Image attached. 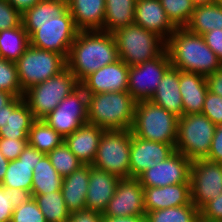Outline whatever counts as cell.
I'll use <instances>...</instances> for the list:
<instances>
[{
  "instance_id": "6da1fadb",
  "label": "cell",
  "mask_w": 222,
  "mask_h": 222,
  "mask_svg": "<svg viewBox=\"0 0 222 222\" xmlns=\"http://www.w3.org/2000/svg\"><path fill=\"white\" fill-rule=\"evenodd\" d=\"M119 59L112 33L78 31L70 47L66 63L67 68L80 83L89 74Z\"/></svg>"
},
{
  "instance_id": "7a4b0ae2",
  "label": "cell",
  "mask_w": 222,
  "mask_h": 222,
  "mask_svg": "<svg viewBox=\"0 0 222 222\" xmlns=\"http://www.w3.org/2000/svg\"><path fill=\"white\" fill-rule=\"evenodd\" d=\"M171 66L185 72L208 76L222 67L218 56L207 46L202 35L186 27H176L166 41Z\"/></svg>"
},
{
  "instance_id": "3957f363",
  "label": "cell",
  "mask_w": 222,
  "mask_h": 222,
  "mask_svg": "<svg viewBox=\"0 0 222 222\" xmlns=\"http://www.w3.org/2000/svg\"><path fill=\"white\" fill-rule=\"evenodd\" d=\"M135 105L127 91L88 94V123L104 130L131 129Z\"/></svg>"
},
{
  "instance_id": "277c9868",
  "label": "cell",
  "mask_w": 222,
  "mask_h": 222,
  "mask_svg": "<svg viewBox=\"0 0 222 222\" xmlns=\"http://www.w3.org/2000/svg\"><path fill=\"white\" fill-rule=\"evenodd\" d=\"M178 119L163 107L148 101H138L135 105L132 135L141 139L175 145Z\"/></svg>"
},
{
  "instance_id": "5b68a950",
  "label": "cell",
  "mask_w": 222,
  "mask_h": 222,
  "mask_svg": "<svg viewBox=\"0 0 222 222\" xmlns=\"http://www.w3.org/2000/svg\"><path fill=\"white\" fill-rule=\"evenodd\" d=\"M112 34L120 60L129 67L157 58L166 49L162 38L135 23Z\"/></svg>"
},
{
  "instance_id": "8992f818",
  "label": "cell",
  "mask_w": 222,
  "mask_h": 222,
  "mask_svg": "<svg viewBox=\"0 0 222 222\" xmlns=\"http://www.w3.org/2000/svg\"><path fill=\"white\" fill-rule=\"evenodd\" d=\"M22 25L29 34L30 46L59 53L66 59L78 33L69 10L46 23Z\"/></svg>"
},
{
  "instance_id": "52a82bcc",
  "label": "cell",
  "mask_w": 222,
  "mask_h": 222,
  "mask_svg": "<svg viewBox=\"0 0 222 222\" xmlns=\"http://www.w3.org/2000/svg\"><path fill=\"white\" fill-rule=\"evenodd\" d=\"M79 85L73 73L66 68L58 75L30 87L23 98L34 118L43 119Z\"/></svg>"
},
{
  "instance_id": "ba28073f",
  "label": "cell",
  "mask_w": 222,
  "mask_h": 222,
  "mask_svg": "<svg viewBox=\"0 0 222 222\" xmlns=\"http://www.w3.org/2000/svg\"><path fill=\"white\" fill-rule=\"evenodd\" d=\"M215 130L216 125L202 113L179 117L175 151L191 161L205 159L210 151Z\"/></svg>"
},
{
  "instance_id": "9c48e42d",
  "label": "cell",
  "mask_w": 222,
  "mask_h": 222,
  "mask_svg": "<svg viewBox=\"0 0 222 222\" xmlns=\"http://www.w3.org/2000/svg\"><path fill=\"white\" fill-rule=\"evenodd\" d=\"M131 129L104 130L93 167L122 178H130Z\"/></svg>"
},
{
  "instance_id": "30bf717a",
  "label": "cell",
  "mask_w": 222,
  "mask_h": 222,
  "mask_svg": "<svg viewBox=\"0 0 222 222\" xmlns=\"http://www.w3.org/2000/svg\"><path fill=\"white\" fill-rule=\"evenodd\" d=\"M15 63L23 92L67 68L66 58L61 54L32 46Z\"/></svg>"
},
{
  "instance_id": "8fae6325",
  "label": "cell",
  "mask_w": 222,
  "mask_h": 222,
  "mask_svg": "<svg viewBox=\"0 0 222 222\" xmlns=\"http://www.w3.org/2000/svg\"><path fill=\"white\" fill-rule=\"evenodd\" d=\"M88 94L79 85L43 120L62 137L88 123Z\"/></svg>"
},
{
  "instance_id": "7c38bea8",
  "label": "cell",
  "mask_w": 222,
  "mask_h": 222,
  "mask_svg": "<svg viewBox=\"0 0 222 222\" xmlns=\"http://www.w3.org/2000/svg\"><path fill=\"white\" fill-rule=\"evenodd\" d=\"M170 67L166 49L157 58L129 67L127 92L136 102L150 100Z\"/></svg>"
},
{
  "instance_id": "4fadbf2b",
  "label": "cell",
  "mask_w": 222,
  "mask_h": 222,
  "mask_svg": "<svg viewBox=\"0 0 222 222\" xmlns=\"http://www.w3.org/2000/svg\"><path fill=\"white\" fill-rule=\"evenodd\" d=\"M191 202L200 210L222 194V163L207 159L192 161L190 168Z\"/></svg>"
},
{
  "instance_id": "5bb4252c",
  "label": "cell",
  "mask_w": 222,
  "mask_h": 222,
  "mask_svg": "<svg viewBox=\"0 0 222 222\" xmlns=\"http://www.w3.org/2000/svg\"><path fill=\"white\" fill-rule=\"evenodd\" d=\"M192 161L175 151L164 161L145 170L137 177L143 187H163L179 183H190Z\"/></svg>"
},
{
  "instance_id": "9a60e30c",
  "label": "cell",
  "mask_w": 222,
  "mask_h": 222,
  "mask_svg": "<svg viewBox=\"0 0 222 222\" xmlns=\"http://www.w3.org/2000/svg\"><path fill=\"white\" fill-rule=\"evenodd\" d=\"M145 213L143 186L137 178L120 179L103 217L144 216Z\"/></svg>"
},
{
  "instance_id": "2e32d148",
  "label": "cell",
  "mask_w": 222,
  "mask_h": 222,
  "mask_svg": "<svg viewBox=\"0 0 222 222\" xmlns=\"http://www.w3.org/2000/svg\"><path fill=\"white\" fill-rule=\"evenodd\" d=\"M128 75L129 66L119 59L86 76L80 86L87 94L127 91Z\"/></svg>"
},
{
  "instance_id": "e0dca14e",
  "label": "cell",
  "mask_w": 222,
  "mask_h": 222,
  "mask_svg": "<svg viewBox=\"0 0 222 222\" xmlns=\"http://www.w3.org/2000/svg\"><path fill=\"white\" fill-rule=\"evenodd\" d=\"M174 152L175 145L141 139L131 132L130 178H137L145 170L164 161Z\"/></svg>"
},
{
  "instance_id": "ac0fdd59",
  "label": "cell",
  "mask_w": 222,
  "mask_h": 222,
  "mask_svg": "<svg viewBox=\"0 0 222 222\" xmlns=\"http://www.w3.org/2000/svg\"><path fill=\"white\" fill-rule=\"evenodd\" d=\"M46 154L27 144L18 159L9 161L3 187L31 191L33 169Z\"/></svg>"
},
{
  "instance_id": "d6986e66",
  "label": "cell",
  "mask_w": 222,
  "mask_h": 222,
  "mask_svg": "<svg viewBox=\"0 0 222 222\" xmlns=\"http://www.w3.org/2000/svg\"><path fill=\"white\" fill-rule=\"evenodd\" d=\"M134 15L135 24L155 33L165 42L176 29L159 0H136Z\"/></svg>"
},
{
  "instance_id": "ffe728a7",
  "label": "cell",
  "mask_w": 222,
  "mask_h": 222,
  "mask_svg": "<svg viewBox=\"0 0 222 222\" xmlns=\"http://www.w3.org/2000/svg\"><path fill=\"white\" fill-rule=\"evenodd\" d=\"M145 212L194 205L191 202L190 183H179L163 187H143Z\"/></svg>"
},
{
  "instance_id": "44dd1931",
  "label": "cell",
  "mask_w": 222,
  "mask_h": 222,
  "mask_svg": "<svg viewBox=\"0 0 222 222\" xmlns=\"http://www.w3.org/2000/svg\"><path fill=\"white\" fill-rule=\"evenodd\" d=\"M120 178L90 165L89 186L86 196V209L104 213L114 196Z\"/></svg>"
},
{
  "instance_id": "7402d4cb",
  "label": "cell",
  "mask_w": 222,
  "mask_h": 222,
  "mask_svg": "<svg viewBox=\"0 0 222 222\" xmlns=\"http://www.w3.org/2000/svg\"><path fill=\"white\" fill-rule=\"evenodd\" d=\"M103 132L101 127L86 123L66 136L64 142L83 165H92Z\"/></svg>"
},
{
  "instance_id": "603a6c76",
  "label": "cell",
  "mask_w": 222,
  "mask_h": 222,
  "mask_svg": "<svg viewBox=\"0 0 222 222\" xmlns=\"http://www.w3.org/2000/svg\"><path fill=\"white\" fill-rule=\"evenodd\" d=\"M105 0H68V10L78 31H103Z\"/></svg>"
},
{
  "instance_id": "cb8c5ba5",
  "label": "cell",
  "mask_w": 222,
  "mask_h": 222,
  "mask_svg": "<svg viewBox=\"0 0 222 222\" xmlns=\"http://www.w3.org/2000/svg\"><path fill=\"white\" fill-rule=\"evenodd\" d=\"M179 88L182 95L183 115L201 113L208 92L206 77L179 70Z\"/></svg>"
},
{
  "instance_id": "d4e9b609",
  "label": "cell",
  "mask_w": 222,
  "mask_h": 222,
  "mask_svg": "<svg viewBox=\"0 0 222 222\" xmlns=\"http://www.w3.org/2000/svg\"><path fill=\"white\" fill-rule=\"evenodd\" d=\"M150 101L177 117L183 116L182 95L179 88V69L171 66L165 72Z\"/></svg>"
},
{
  "instance_id": "484cf974",
  "label": "cell",
  "mask_w": 222,
  "mask_h": 222,
  "mask_svg": "<svg viewBox=\"0 0 222 222\" xmlns=\"http://www.w3.org/2000/svg\"><path fill=\"white\" fill-rule=\"evenodd\" d=\"M90 165H83L70 175L63 177L62 195L70 213L86 209Z\"/></svg>"
},
{
  "instance_id": "4316f807",
  "label": "cell",
  "mask_w": 222,
  "mask_h": 222,
  "mask_svg": "<svg viewBox=\"0 0 222 222\" xmlns=\"http://www.w3.org/2000/svg\"><path fill=\"white\" fill-rule=\"evenodd\" d=\"M136 0H105L103 31L113 33L135 23Z\"/></svg>"
},
{
  "instance_id": "83f0119b",
  "label": "cell",
  "mask_w": 222,
  "mask_h": 222,
  "mask_svg": "<svg viewBox=\"0 0 222 222\" xmlns=\"http://www.w3.org/2000/svg\"><path fill=\"white\" fill-rule=\"evenodd\" d=\"M185 27L198 35L214 29H222V4L210 3L195 6L191 19Z\"/></svg>"
},
{
  "instance_id": "f1b7e54d",
  "label": "cell",
  "mask_w": 222,
  "mask_h": 222,
  "mask_svg": "<svg viewBox=\"0 0 222 222\" xmlns=\"http://www.w3.org/2000/svg\"><path fill=\"white\" fill-rule=\"evenodd\" d=\"M63 177L56 171L45 155L33 169L32 197L59 191L62 188Z\"/></svg>"
},
{
  "instance_id": "f546056e",
  "label": "cell",
  "mask_w": 222,
  "mask_h": 222,
  "mask_svg": "<svg viewBox=\"0 0 222 222\" xmlns=\"http://www.w3.org/2000/svg\"><path fill=\"white\" fill-rule=\"evenodd\" d=\"M30 46L29 34L22 23L0 31V57L16 62Z\"/></svg>"
},
{
  "instance_id": "4dcf8cb0",
  "label": "cell",
  "mask_w": 222,
  "mask_h": 222,
  "mask_svg": "<svg viewBox=\"0 0 222 222\" xmlns=\"http://www.w3.org/2000/svg\"><path fill=\"white\" fill-rule=\"evenodd\" d=\"M34 118L28 104L23 100L11 113L7 124L0 128V138L28 139Z\"/></svg>"
},
{
  "instance_id": "1f68e13d",
  "label": "cell",
  "mask_w": 222,
  "mask_h": 222,
  "mask_svg": "<svg viewBox=\"0 0 222 222\" xmlns=\"http://www.w3.org/2000/svg\"><path fill=\"white\" fill-rule=\"evenodd\" d=\"M64 142V137L50 127L43 119H36L28 134V144L47 154Z\"/></svg>"
},
{
  "instance_id": "d6a6232c",
  "label": "cell",
  "mask_w": 222,
  "mask_h": 222,
  "mask_svg": "<svg viewBox=\"0 0 222 222\" xmlns=\"http://www.w3.org/2000/svg\"><path fill=\"white\" fill-rule=\"evenodd\" d=\"M68 10V2L62 0H40L22 13V23H46L61 17Z\"/></svg>"
},
{
  "instance_id": "836d02e7",
  "label": "cell",
  "mask_w": 222,
  "mask_h": 222,
  "mask_svg": "<svg viewBox=\"0 0 222 222\" xmlns=\"http://www.w3.org/2000/svg\"><path fill=\"white\" fill-rule=\"evenodd\" d=\"M39 209L45 216L46 222H67L70 217L62 191H54L47 194L36 195Z\"/></svg>"
},
{
  "instance_id": "e575fe53",
  "label": "cell",
  "mask_w": 222,
  "mask_h": 222,
  "mask_svg": "<svg viewBox=\"0 0 222 222\" xmlns=\"http://www.w3.org/2000/svg\"><path fill=\"white\" fill-rule=\"evenodd\" d=\"M146 222H196L200 210L195 205H183L145 213Z\"/></svg>"
},
{
  "instance_id": "d590c367",
  "label": "cell",
  "mask_w": 222,
  "mask_h": 222,
  "mask_svg": "<svg viewBox=\"0 0 222 222\" xmlns=\"http://www.w3.org/2000/svg\"><path fill=\"white\" fill-rule=\"evenodd\" d=\"M46 155L52 166L62 177L70 175L83 166V163L70 151L65 142Z\"/></svg>"
},
{
  "instance_id": "8d00e7d4",
  "label": "cell",
  "mask_w": 222,
  "mask_h": 222,
  "mask_svg": "<svg viewBox=\"0 0 222 222\" xmlns=\"http://www.w3.org/2000/svg\"><path fill=\"white\" fill-rule=\"evenodd\" d=\"M168 19L175 27H185L195 9L193 0H159Z\"/></svg>"
},
{
  "instance_id": "74e56055",
  "label": "cell",
  "mask_w": 222,
  "mask_h": 222,
  "mask_svg": "<svg viewBox=\"0 0 222 222\" xmlns=\"http://www.w3.org/2000/svg\"><path fill=\"white\" fill-rule=\"evenodd\" d=\"M0 90L13 94L15 97H24L17 66L15 62L0 57Z\"/></svg>"
},
{
  "instance_id": "f35d334b",
  "label": "cell",
  "mask_w": 222,
  "mask_h": 222,
  "mask_svg": "<svg viewBox=\"0 0 222 222\" xmlns=\"http://www.w3.org/2000/svg\"><path fill=\"white\" fill-rule=\"evenodd\" d=\"M11 222H46V219L37 201L32 197L14 209Z\"/></svg>"
},
{
  "instance_id": "ab89813d",
  "label": "cell",
  "mask_w": 222,
  "mask_h": 222,
  "mask_svg": "<svg viewBox=\"0 0 222 222\" xmlns=\"http://www.w3.org/2000/svg\"><path fill=\"white\" fill-rule=\"evenodd\" d=\"M216 126L222 124V97L208 91L201 112Z\"/></svg>"
},
{
  "instance_id": "60d3db41",
  "label": "cell",
  "mask_w": 222,
  "mask_h": 222,
  "mask_svg": "<svg viewBox=\"0 0 222 222\" xmlns=\"http://www.w3.org/2000/svg\"><path fill=\"white\" fill-rule=\"evenodd\" d=\"M21 17L22 14L7 0H0V31L19 26Z\"/></svg>"
},
{
  "instance_id": "b9f144b4",
  "label": "cell",
  "mask_w": 222,
  "mask_h": 222,
  "mask_svg": "<svg viewBox=\"0 0 222 222\" xmlns=\"http://www.w3.org/2000/svg\"><path fill=\"white\" fill-rule=\"evenodd\" d=\"M27 144L28 139L0 138V152L7 160L13 161L18 159Z\"/></svg>"
},
{
  "instance_id": "7bdbcfd3",
  "label": "cell",
  "mask_w": 222,
  "mask_h": 222,
  "mask_svg": "<svg viewBox=\"0 0 222 222\" xmlns=\"http://www.w3.org/2000/svg\"><path fill=\"white\" fill-rule=\"evenodd\" d=\"M200 217L209 222H222V194L200 209Z\"/></svg>"
},
{
  "instance_id": "ee69618b",
  "label": "cell",
  "mask_w": 222,
  "mask_h": 222,
  "mask_svg": "<svg viewBox=\"0 0 222 222\" xmlns=\"http://www.w3.org/2000/svg\"><path fill=\"white\" fill-rule=\"evenodd\" d=\"M205 159L216 163H222V124L216 126L210 151Z\"/></svg>"
},
{
  "instance_id": "f6af8a7d",
  "label": "cell",
  "mask_w": 222,
  "mask_h": 222,
  "mask_svg": "<svg viewBox=\"0 0 222 222\" xmlns=\"http://www.w3.org/2000/svg\"><path fill=\"white\" fill-rule=\"evenodd\" d=\"M14 209L9 200V188L0 185V222H11Z\"/></svg>"
},
{
  "instance_id": "bcb514c9",
  "label": "cell",
  "mask_w": 222,
  "mask_h": 222,
  "mask_svg": "<svg viewBox=\"0 0 222 222\" xmlns=\"http://www.w3.org/2000/svg\"><path fill=\"white\" fill-rule=\"evenodd\" d=\"M202 36L207 46L213 50L222 64V29H214L203 34Z\"/></svg>"
},
{
  "instance_id": "7dc6e473",
  "label": "cell",
  "mask_w": 222,
  "mask_h": 222,
  "mask_svg": "<svg viewBox=\"0 0 222 222\" xmlns=\"http://www.w3.org/2000/svg\"><path fill=\"white\" fill-rule=\"evenodd\" d=\"M103 214L90 209H83L70 213L67 222H102Z\"/></svg>"
},
{
  "instance_id": "c3c4849f",
  "label": "cell",
  "mask_w": 222,
  "mask_h": 222,
  "mask_svg": "<svg viewBox=\"0 0 222 222\" xmlns=\"http://www.w3.org/2000/svg\"><path fill=\"white\" fill-rule=\"evenodd\" d=\"M208 91L222 97V67L214 74L206 76Z\"/></svg>"
},
{
  "instance_id": "681fc988",
  "label": "cell",
  "mask_w": 222,
  "mask_h": 222,
  "mask_svg": "<svg viewBox=\"0 0 222 222\" xmlns=\"http://www.w3.org/2000/svg\"><path fill=\"white\" fill-rule=\"evenodd\" d=\"M32 198L31 191L21 190L18 188H9V200L14 208L21 206L24 202Z\"/></svg>"
},
{
  "instance_id": "f907efd6",
  "label": "cell",
  "mask_w": 222,
  "mask_h": 222,
  "mask_svg": "<svg viewBox=\"0 0 222 222\" xmlns=\"http://www.w3.org/2000/svg\"><path fill=\"white\" fill-rule=\"evenodd\" d=\"M23 100V97H14L5 107L0 108V128L7 124L9 113H11Z\"/></svg>"
},
{
  "instance_id": "816d5d0a",
  "label": "cell",
  "mask_w": 222,
  "mask_h": 222,
  "mask_svg": "<svg viewBox=\"0 0 222 222\" xmlns=\"http://www.w3.org/2000/svg\"><path fill=\"white\" fill-rule=\"evenodd\" d=\"M16 10H18L21 14L33 7L40 0H7Z\"/></svg>"
},
{
  "instance_id": "f5cc1de1",
  "label": "cell",
  "mask_w": 222,
  "mask_h": 222,
  "mask_svg": "<svg viewBox=\"0 0 222 222\" xmlns=\"http://www.w3.org/2000/svg\"><path fill=\"white\" fill-rule=\"evenodd\" d=\"M102 222H146L144 216L103 217Z\"/></svg>"
},
{
  "instance_id": "db71d44e",
  "label": "cell",
  "mask_w": 222,
  "mask_h": 222,
  "mask_svg": "<svg viewBox=\"0 0 222 222\" xmlns=\"http://www.w3.org/2000/svg\"><path fill=\"white\" fill-rule=\"evenodd\" d=\"M9 160H7L4 155L0 152V183L3 181L7 167H8Z\"/></svg>"
},
{
  "instance_id": "11a10c76",
  "label": "cell",
  "mask_w": 222,
  "mask_h": 222,
  "mask_svg": "<svg viewBox=\"0 0 222 222\" xmlns=\"http://www.w3.org/2000/svg\"><path fill=\"white\" fill-rule=\"evenodd\" d=\"M14 97L13 94L0 90V108L5 107Z\"/></svg>"
},
{
  "instance_id": "9f6ffc18",
  "label": "cell",
  "mask_w": 222,
  "mask_h": 222,
  "mask_svg": "<svg viewBox=\"0 0 222 222\" xmlns=\"http://www.w3.org/2000/svg\"><path fill=\"white\" fill-rule=\"evenodd\" d=\"M195 6L210 4L211 0H193Z\"/></svg>"
},
{
  "instance_id": "6f0895ef",
  "label": "cell",
  "mask_w": 222,
  "mask_h": 222,
  "mask_svg": "<svg viewBox=\"0 0 222 222\" xmlns=\"http://www.w3.org/2000/svg\"><path fill=\"white\" fill-rule=\"evenodd\" d=\"M211 3L222 4V0H211Z\"/></svg>"
},
{
  "instance_id": "680465c9",
  "label": "cell",
  "mask_w": 222,
  "mask_h": 222,
  "mask_svg": "<svg viewBox=\"0 0 222 222\" xmlns=\"http://www.w3.org/2000/svg\"><path fill=\"white\" fill-rule=\"evenodd\" d=\"M196 222H209V221H206L200 217Z\"/></svg>"
}]
</instances>
